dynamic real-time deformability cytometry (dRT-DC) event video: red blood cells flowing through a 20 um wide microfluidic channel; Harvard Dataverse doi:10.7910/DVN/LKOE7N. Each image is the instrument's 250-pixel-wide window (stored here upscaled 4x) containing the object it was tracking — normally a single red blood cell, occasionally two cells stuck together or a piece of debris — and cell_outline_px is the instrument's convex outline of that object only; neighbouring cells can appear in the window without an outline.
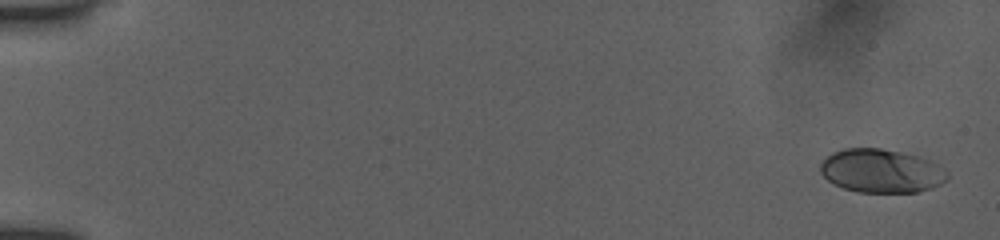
{"species": "human", "species_latin": "Homo sapiens", "temperature_condition": "room temperature", "stored_images_in_passage": 20, "camera_frame_rate_fps": 3000, "um_per_image_px": 0.085, "donor": {"sex": "female"}, "frame": {"image": 1, "passage_image": 1, "time_ms": 0.0, "image_size_px": [1000, 240], "cell_outline_px": [[948, 180], [940, 184], [916, 192], [860, 192], [844, 188], [828, 180], [820, 172], [820, 164], [832, 152], [844, 148], [880, 148], [900, 152], [916, 156], [928, 160], [944, 168], [948, 172]], "centroid_in_image_um": [74.9, 14.52], "position_along_channel_um": 10.1, "area_um2": 31.96}}
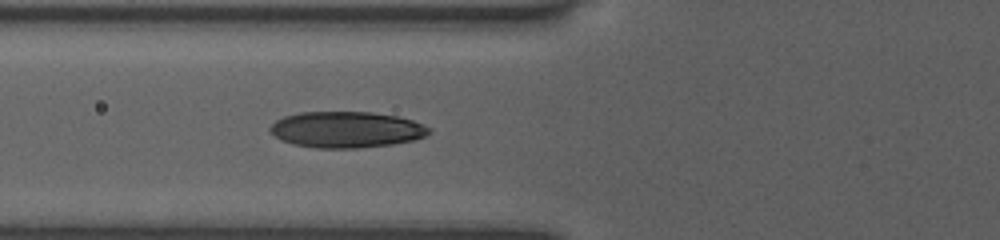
{"frame": {"image": 2, "passage_image": 15, "time_ms": 4.667, "image_size_px": [1000, 240], "cell_outline_px": [[432, 132], [428, 136], [416, 140], [392, 144], [360, 148], [316, 148], [296, 144], [284, 140], [276, 136], [268, 128], [276, 120], [284, 116], [300, 112], [372, 112], [396, 116], [412, 120], [424, 124], [432, 128]], "centroid_in_image_um": [29.52, 11.01], "position_along_channel_um": 96.3, "area_um2": 33.58}}
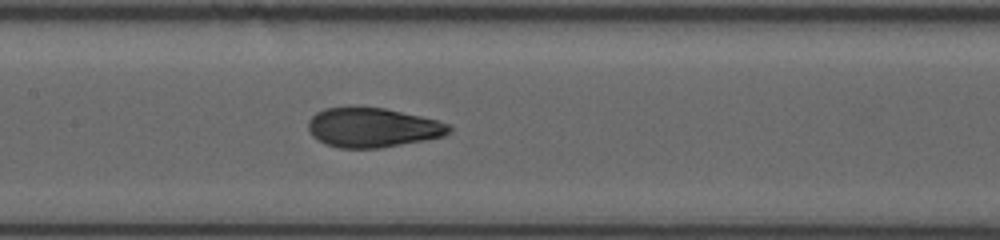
{"frame": {"image": 3, "passage_image": 20, "time_ms": 6.333, "image_size_px": [1000, 240], "cell_outline_px": [[452, 128], [444, 136], [424, 140], [380, 148], [340, 148], [328, 144], [312, 136], [308, 128], [308, 120], [316, 112], [324, 108], [352, 104], [384, 108], [420, 116], [436, 120], [448, 124]], "centroid_in_image_um": [31.62, 10.8], "position_along_channel_um": 175.8, "area_um2": 32.77}}